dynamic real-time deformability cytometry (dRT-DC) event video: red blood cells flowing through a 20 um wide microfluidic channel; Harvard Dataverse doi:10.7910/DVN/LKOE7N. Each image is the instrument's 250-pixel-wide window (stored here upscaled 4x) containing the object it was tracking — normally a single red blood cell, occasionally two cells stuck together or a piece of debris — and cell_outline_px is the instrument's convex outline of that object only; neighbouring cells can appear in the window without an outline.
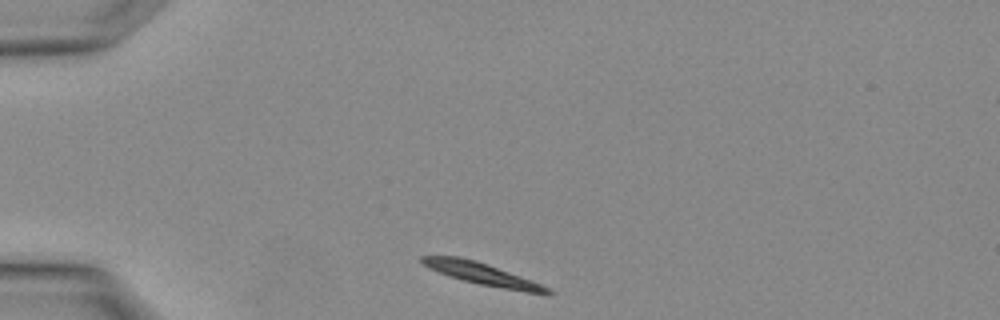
{"species": "Egyptian fruit bat (a non-hibernating species)", "species_latin": "Rousettus aegyptiacus", "temperature_condition": "warm", "stored_images_in_passage": 1, "camera_frame_rate_fps": 3000, "um_per_image_px": 0.085, "animal": {"sex": "female"}, "frame": {"image": 1, "passage_image": 1, "time_ms": 0.0, "image_size_px": [1000, 320], "cell_outline_px": [[552, 292], [548, 296], [544, 296], [480, 284], [460, 280], [448, 276], [428, 268], [420, 260], [420, 256], [460, 256], [476, 260], [540, 284], [548, 288]], "centroid_in_image_um": [40.99, 23.3], "position_along_channel_um": 44.0, "area_um2": 16.07}}